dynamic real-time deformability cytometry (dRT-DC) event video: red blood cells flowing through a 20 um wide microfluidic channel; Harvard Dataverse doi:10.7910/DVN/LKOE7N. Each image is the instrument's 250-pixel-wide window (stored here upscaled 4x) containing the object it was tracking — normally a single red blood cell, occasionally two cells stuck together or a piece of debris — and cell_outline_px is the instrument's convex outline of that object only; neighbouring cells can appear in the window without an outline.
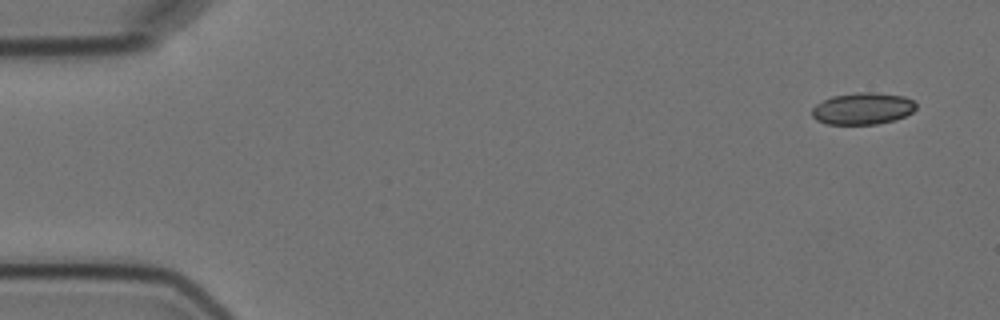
{"species": "Egyptian fruit bat (a non-hibernating species)", "species_latin": "Rousettus aegyptiacus", "temperature_condition": "cold", "stored_images_in_passage": 4, "camera_frame_rate_fps": 3000, "um_per_image_px": 0.085, "animal": {"sex": "female"}, "frame": {"image": 1, "passage_image": 1, "time_ms": 0.0, "image_size_px": [1000, 320], "cell_outline_px": [[916, 108], [912, 112], [896, 120], [876, 124], [828, 124], [816, 120], [812, 116], [812, 108], [816, 104], [832, 96], [856, 92], [876, 92], [904, 96], [912, 100], [916, 104]], "centroid_in_image_um": [73.33, 9.22], "position_along_channel_um": 11.7, "area_um2": 19.36}}
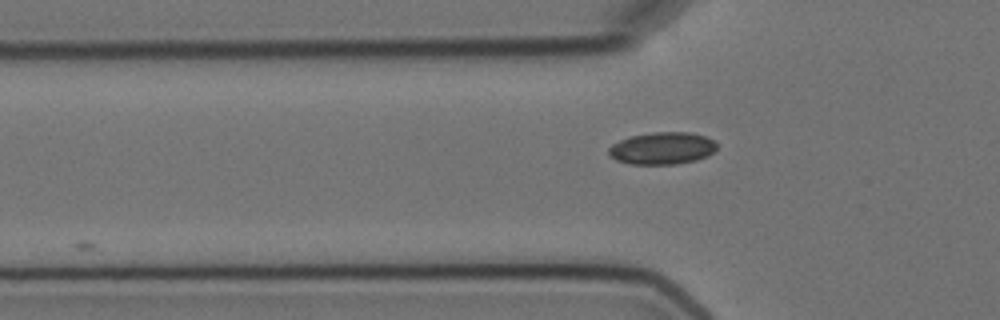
{"frame": {"image": 2, "passage_image": 4, "time_ms": 5.0, "image_size_px": [1000, 320], "cell_outline_px": [[716, 148], [708, 156], [696, 160], [676, 164], [628, 164], [616, 160], [608, 152], [608, 148], [612, 144], [628, 136], [652, 132], [688, 132], [704, 136], [716, 140]], "centroid_in_image_um": [56.28, 12.6], "position_along_channel_um": 69.5, "area_um2": 20.4}}